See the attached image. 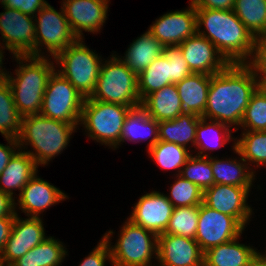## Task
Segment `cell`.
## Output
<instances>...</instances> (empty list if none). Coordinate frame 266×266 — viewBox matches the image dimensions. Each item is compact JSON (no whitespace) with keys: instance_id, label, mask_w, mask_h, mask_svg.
Segmentation results:
<instances>
[{"instance_id":"obj_1","label":"cell","mask_w":266,"mask_h":266,"mask_svg":"<svg viewBox=\"0 0 266 266\" xmlns=\"http://www.w3.org/2000/svg\"><path fill=\"white\" fill-rule=\"evenodd\" d=\"M259 87L253 70L246 63L229 64L211 75L203 118L239 126L251 96Z\"/></svg>"},{"instance_id":"obj_2","label":"cell","mask_w":266,"mask_h":266,"mask_svg":"<svg viewBox=\"0 0 266 266\" xmlns=\"http://www.w3.org/2000/svg\"><path fill=\"white\" fill-rule=\"evenodd\" d=\"M197 33L211 41L230 63H247L251 59L255 38L233 10L196 9ZM202 25L206 29L200 31Z\"/></svg>"},{"instance_id":"obj_3","label":"cell","mask_w":266,"mask_h":266,"mask_svg":"<svg viewBox=\"0 0 266 266\" xmlns=\"http://www.w3.org/2000/svg\"><path fill=\"white\" fill-rule=\"evenodd\" d=\"M13 57L17 63L19 61V67L15 70L16 77L8 72L6 80L12 90L15 106L23 117L40 114L48 80L55 71L54 63L44 55Z\"/></svg>"},{"instance_id":"obj_4","label":"cell","mask_w":266,"mask_h":266,"mask_svg":"<svg viewBox=\"0 0 266 266\" xmlns=\"http://www.w3.org/2000/svg\"><path fill=\"white\" fill-rule=\"evenodd\" d=\"M76 126L40 114L24 116L21 131L17 137L19 149L24 145H31L35 153L33 151L24 152L34 159L37 166L48 164L68 145Z\"/></svg>"},{"instance_id":"obj_5","label":"cell","mask_w":266,"mask_h":266,"mask_svg":"<svg viewBox=\"0 0 266 266\" xmlns=\"http://www.w3.org/2000/svg\"><path fill=\"white\" fill-rule=\"evenodd\" d=\"M92 100L121 104L127 107L141 106L138 93V75L117 57L101 64Z\"/></svg>"},{"instance_id":"obj_6","label":"cell","mask_w":266,"mask_h":266,"mask_svg":"<svg viewBox=\"0 0 266 266\" xmlns=\"http://www.w3.org/2000/svg\"><path fill=\"white\" fill-rule=\"evenodd\" d=\"M113 233L110 230L103 236L109 245L113 266H152L150 265L152 255L155 254L157 259L158 236L152 231L127 219L119 239L112 246L109 241Z\"/></svg>"},{"instance_id":"obj_7","label":"cell","mask_w":266,"mask_h":266,"mask_svg":"<svg viewBox=\"0 0 266 266\" xmlns=\"http://www.w3.org/2000/svg\"><path fill=\"white\" fill-rule=\"evenodd\" d=\"M133 108L136 107L85 98L80 124L84 125L88 137L116 149L126 116Z\"/></svg>"},{"instance_id":"obj_8","label":"cell","mask_w":266,"mask_h":266,"mask_svg":"<svg viewBox=\"0 0 266 266\" xmlns=\"http://www.w3.org/2000/svg\"><path fill=\"white\" fill-rule=\"evenodd\" d=\"M77 39L54 59L61 65L57 72L66 78L85 98H89L96 86L102 61L98 54Z\"/></svg>"},{"instance_id":"obj_9","label":"cell","mask_w":266,"mask_h":266,"mask_svg":"<svg viewBox=\"0 0 266 266\" xmlns=\"http://www.w3.org/2000/svg\"><path fill=\"white\" fill-rule=\"evenodd\" d=\"M84 100L85 97L55 70L48 80L40 115L79 125Z\"/></svg>"},{"instance_id":"obj_10","label":"cell","mask_w":266,"mask_h":266,"mask_svg":"<svg viewBox=\"0 0 266 266\" xmlns=\"http://www.w3.org/2000/svg\"><path fill=\"white\" fill-rule=\"evenodd\" d=\"M37 15L39 17H36ZM34 18L37 22L35 23V56L37 57H42L41 46H45L54 58L78 39L69 26L63 7L61 12H57L47 3Z\"/></svg>"},{"instance_id":"obj_11","label":"cell","mask_w":266,"mask_h":266,"mask_svg":"<svg viewBox=\"0 0 266 266\" xmlns=\"http://www.w3.org/2000/svg\"><path fill=\"white\" fill-rule=\"evenodd\" d=\"M244 227L232 216L200 204L195 240L204 253L208 249L241 237Z\"/></svg>"},{"instance_id":"obj_12","label":"cell","mask_w":266,"mask_h":266,"mask_svg":"<svg viewBox=\"0 0 266 266\" xmlns=\"http://www.w3.org/2000/svg\"><path fill=\"white\" fill-rule=\"evenodd\" d=\"M3 7L5 11L0 13V33L5 42L4 49L14 56H35V16Z\"/></svg>"},{"instance_id":"obj_13","label":"cell","mask_w":266,"mask_h":266,"mask_svg":"<svg viewBox=\"0 0 266 266\" xmlns=\"http://www.w3.org/2000/svg\"><path fill=\"white\" fill-rule=\"evenodd\" d=\"M251 187L214 184L203 191V203L220 212L234 217L244 228L252 215L246 203Z\"/></svg>"},{"instance_id":"obj_14","label":"cell","mask_w":266,"mask_h":266,"mask_svg":"<svg viewBox=\"0 0 266 266\" xmlns=\"http://www.w3.org/2000/svg\"><path fill=\"white\" fill-rule=\"evenodd\" d=\"M46 238L40 217H28L22 220L16 214L10 237L0 254L3 265L10 266Z\"/></svg>"},{"instance_id":"obj_15","label":"cell","mask_w":266,"mask_h":266,"mask_svg":"<svg viewBox=\"0 0 266 266\" xmlns=\"http://www.w3.org/2000/svg\"><path fill=\"white\" fill-rule=\"evenodd\" d=\"M163 46L180 45L197 33L196 8L190 3L186 10L162 15L148 29Z\"/></svg>"},{"instance_id":"obj_16","label":"cell","mask_w":266,"mask_h":266,"mask_svg":"<svg viewBox=\"0 0 266 266\" xmlns=\"http://www.w3.org/2000/svg\"><path fill=\"white\" fill-rule=\"evenodd\" d=\"M109 0H65L63 10L69 26L78 39L82 31L98 32L107 19Z\"/></svg>"},{"instance_id":"obj_17","label":"cell","mask_w":266,"mask_h":266,"mask_svg":"<svg viewBox=\"0 0 266 266\" xmlns=\"http://www.w3.org/2000/svg\"><path fill=\"white\" fill-rule=\"evenodd\" d=\"M174 206L167 196L153 191L139 198L129 219L135 225L152 231L157 236L165 233Z\"/></svg>"},{"instance_id":"obj_18","label":"cell","mask_w":266,"mask_h":266,"mask_svg":"<svg viewBox=\"0 0 266 266\" xmlns=\"http://www.w3.org/2000/svg\"><path fill=\"white\" fill-rule=\"evenodd\" d=\"M179 46L192 73L211 76L223 71L230 64L211 41L198 33Z\"/></svg>"},{"instance_id":"obj_19","label":"cell","mask_w":266,"mask_h":266,"mask_svg":"<svg viewBox=\"0 0 266 266\" xmlns=\"http://www.w3.org/2000/svg\"><path fill=\"white\" fill-rule=\"evenodd\" d=\"M203 256L195 239L171 234L158 235L159 266H203Z\"/></svg>"},{"instance_id":"obj_20","label":"cell","mask_w":266,"mask_h":266,"mask_svg":"<svg viewBox=\"0 0 266 266\" xmlns=\"http://www.w3.org/2000/svg\"><path fill=\"white\" fill-rule=\"evenodd\" d=\"M66 194L51 185L49 182L38 178L35 174L19 193V208L29 217H39L41 212L62 200Z\"/></svg>"},{"instance_id":"obj_21","label":"cell","mask_w":266,"mask_h":266,"mask_svg":"<svg viewBox=\"0 0 266 266\" xmlns=\"http://www.w3.org/2000/svg\"><path fill=\"white\" fill-rule=\"evenodd\" d=\"M210 82V75L192 73L176 83L181 100V113L203 116L207 104Z\"/></svg>"},{"instance_id":"obj_22","label":"cell","mask_w":266,"mask_h":266,"mask_svg":"<svg viewBox=\"0 0 266 266\" xmlns=\"http://www.w3.org/2000/svg\"><path fill=\"white\" fill-rule=\"evenodd\" d=\"M239 237L204 252L203 266H251L256 249L238 242Z\"/></svg>"},{"instance_id":"obj_23","label":"cell","mask_w":266,"mask_h":266,"mask_svg":"<svg viewBox=\"0 0 266 266\" xmlns=\"http://www.w3.org/2000/svg\"><path fill=\"white\" fill-rule=\"evenodd\" d=\"M34 159L22 149L13 155L6 168L0 174V191L13 198V190H21L37 174Z\"/></svg>"},{"instance_id":"obj_24","label":"cell","mask_w":266,"mask_h":266,"mask_svg":"<svg viewBox=\"0 0 266 266\" xmlns=\"http://www.w3.org/2000/svg\"><path fill=\"white\" fill-rule=\"evenodd\" d=\"M145 112L158 122L175 119L181 114V100L176 84L164 86L142 102Z\"/></svg>"},{"instance_id":"obj_25","label":"cell","mask_w":266,"mask_h":266,"mask_svg":"<svg viewBox=\"0 0 266 266\" xmlns=\"http://www.w3.org/2000/svg\"><path fill=\"white\" fill-rule=\"evenodd\" d=\"M153 136V137H152ZM152 137L148 143L149 150L158 141V121L151 118L145 110L138 106L129 111L123 124L120 143L124 141L139 142Z\"/></svg>"},{"instance_id":"obj_26","label":"cell","mask_w":266,"mask_h":266,"mask_svg":"<svg viewBox=\"0 0 266 266\" xmlns=\"http://www.w3.org/2000/svg\"><path fill=\"white\" fill-rule=\"evenodd\" d=\"M163 45L148 30L134 40L121 59L130 70L139 75L163 53Z\"/></svg>"},{"instance_id":"obj_27","label":"cell","mask_w":266,"mask_h":266,"mask_svg":"<svg viewBox=\"0 0 266 266\" xmlns=\"http://www.w3.org/2000/svg\"><path fill=\"white\" fill-rule=\"evenodd\" d=\"M200 118L196 114L181 113L175 119L158 122L159 141L175 143L185 148L191 142L195 146L196 128Z\"/></svg>"},{"instance_id":"obj_28","label":"cell","mask_w":266,"mask_h":266,"mask_svg":"<svg viewBox=\"0 0 266 266\" xmlns=\"http://www.w3.org/2000/svg\"><path fill=\"white\" fill-rule=\"evenodd\" d=\"M242 161V162H240ZM246 163V164H245ZM210 165L213 171L214 184L233 185L239 187H252L254 172L247 167V162L240 160H219L210 157Z\"/></svg>"},{"instance_id":"obj_29","label":"cell","mask_w":266,"mask_h":266,"mask_svg":"<svg viewBox=\"0 0 266 266\" xmlns=\"http://www.w3.org/2000/svg\"><path fill=\"white\" fill-rule=\"evenodd\" d=\"M63 245L54 237H47L10 266H59L67 254Z\"/></svg>"},{"instance_id":"obj_30","label":"cell","mask_w":266,"mask_h":266,"mask_svg":"<svg viewBox=\"0 0 266 266\" xmlns=\"http://www.w3.org/2000/svg\"><path fill=\"white\" fill-rule=\"evenodd\" d=\"M170 62L162 53L138 75V93L141 102L151 93L171 83Z\"/></svg>"},{"instance_id":"obj_31","label":"cell","mask_w":266,"mask_h":266,"mask_svg":"<svg viewBox=\"0 0 266 266\" xmlns=\"http://www.w3.org/2000/svg\"><path fill=\"white\" fill-rule=\"evenodd\" d=\"M207 121H210V123ZM229 128H231V126L225 123H221L215 120H207L206 118L201 117L196 128L195 146L197 149H201L197 153V155L208 157L207 153L203 154L205 151H213V149L222 147L227 142H229V140L231 141L232 139H234L231 136L232 132ZM210 136L211 138H209ZM213 137H216V139Z\"/></svg>"},{"instance_id":"obj_32","label":"cell","mask_w":266,"mask_h":266,"mask_svg":"<svg viewBox=\"0 0 266 266\" xmlns=\"http://www.w3.org/2000/svg\"><path fill=\"white\" fill-rule=\"evenodd\" d=\"M233 11L255 39L266 37V0H235Z\"/></svg>"},{"instance_id":"obj_33","label":"cell","mask_w":266,"mask_h":266,"mask_svg":"<svg viewBox=\"0 0 266 266\" xmlns=\"http://www.w3.org/2000/svg\"><path fill=\"white\" fill-rule=\"evenodd\" d=\"M22 118L15 106L10 85L5 80L0 83V133L4 138L17 139L21 131Z\"/></svg>"},{"instance_id":"obj_34","label":"cell","mask_w":266,"mask_h":266,"mask_svg":"<svg viewBox=\"0 0 266 266\" xmlns=\"http://www.w3.org/2000/svg\"><path fill=\"white\" fill-rule=\"evenodd\" d=\"M234 140L235 153L246 162L256 163V167L266 165V131H246L242 138Z\"/></svg>"},{"instance_id":"obj_35","label":"cell","mask_w":266,"mask_h":266,"mask_svg":"<svg viewBox=\"0 0 266 266\" xmlns=\"http://www.w3.org/2000/svg\"><path fill=\"white\" fill-rule=\"evenodd\" d=\"M189 151L185 147L165 141H158L148 150L150 157L160 168L165 170L178 169L176 175H180L182 167L192 155Z\"/></svg>"},{"instance_id":"obj_36","label":"cell","mask_w":266,"mask_h":266,"mask_svg":"<svg viewBox=\"0 0 266 266\" xmlns=\"http://www.w3.org/2000/svg\"><path fill=\"white\" fill-rule=\"evenodd\" d=\"M200 205L174 207L165 233L195 239Z\"/></svg>"},{"instance_id":"obj_37","label":"cell","mask_w":266,"mask_h":266,"mask_svg":"<svg viewBox=\"0 0 266 266\" xmlns=\"http://www.w3.org/2000/svg\"><path fill=\"white\" fill-rule=\"evenodd\" d=\"M240 126L246 131H266V91L258 87L245 109Z\"/></svg>"},{"instance_id":"obj_38","label":"cell","mask_w":266,"mask_h":266,"mask_svg":"<svg viewBox=\"0 0 266 266\" xmlns=\"http://www.w3.org/2000/svg\"><path fill=\"white\" fill-rule=\"evenodd\" d=\"M180 175L197 185L202 191L214 185L210 156H190L182 167Z\"/></svg>"},{"instance_id":"obj_39","label":"cell","mask_w":266,"mask_h":266,"mask_svg":"<svg viewBox=\"0 0 266 266\" xmlns=\"http://www.w3.org/2000/svg\"><path fill=\"white\" fill-rule=\"evenodd\" d=\"M177 179L171 186L167 199L174 207H187L200 205L203 202V191L191 181L177 175Z\"/></svg>"},{"instance_id":"obj_40","label":"cell","mask_w":266,"mask_h":266,"mask_svg":"<svg viewBox=\"0 0 266 266\" xmlns=\"http://www.w3.org/2000/svg\"><path fill=\"white\" fill-rule=\"evenodd\" d=\"M163 54L171 63L170 70L172 84H176L192 74L179 45L164 46Z\"/></svg>"},{"instance_id":"obj_41","label":"cell","mask_w":266,"mask_h":266,"mask_svg":"<svg viewBox=\"0 0 266 266\" xmlns=\"http://www.w3.org/2000/svg\"><path fill=\"white\" fill-rule=\"evenodd\" d=\"M251 58L246 64L253 70L259 86L263 87L266 84V37L255 40Z\"/></svg>"},{"instance_id":"obj_42","label":"cell","mask_w":266,"mask_h":266,"mask_svg":"<svg viewBox=\"0 0 266 266\" xmlns=\"http://www.w3.org/2000/svg\"><path fill=\"white\" fill-rule=\"evenodd\" d=\"M106 260L111 261V252L107 241L102 237L97 247L94 248L79 266H105Z\"/></svg>"},{"instance_id":"obj_43","label":"cell","mask_w":266,"mask_h":266,"mask_svg":"<svg viewBox=\"0 0 266 266\" xmlns=\"http://www.w3.org/2000/svg\"><path fill=\"white\" fill-rule=\"evenodd\" d=\"M0 2L5 7L19 10L30 16H34L47 4L45 0H0Z\"/></svg>"},{"instance_id":"obj_44","label":"cell","mask_w":266,"mask_h":266,"mask_svg":"<svg viewBox=\"0 0 266 266\" xmlns=\"http://www.w3.org/2000/svg\"><path fill=\"white\" fill-rule=\"evenodd\" d=\"M235 0H191L196 9L233 10Z\"/></svg>"},{"instance_id":"obj_45","label":"cell","mask_w":266,"mask_h":266,"mask_svg":"<svg viewBox=\"0 0 266 266\" xmlns=\"http://www.w3.org/2000/svg\"><path fill=\"white\" fill-rule=\"evenodd\" d=\"M6 140L9 145L0 144V174L6 168L13 155L17 152L16 149H19L17 139L6 137Z\"/></svg>"},{"instance_id":"obj_46","label":"cell","mask_w":266,"mask_h":266,"mask_svg":"<svg viewBox=\"0 0 266 266\" xmlns=\"http://www.w3.org/2000/svg\"><path fill=\"white\" fill-rule=\"evenodd\" d=\"M15 216L0 217V254L10 237Z\"/></svg>"},{"instance_id":"obj_47","label":"cell","mask_w":266,"mask_h":266,"mask_svg":"<svg viewBox=\"0 0 266 266\" xmlns=\"http://www.w3.org/2000/svg\"><path fill=\"white\" fill-rule=\"evenodd\" d=\"M15 200L8 194L0 191V217L16 216Z\"/></svg>"},{"instance_id":"obj_48","label":"cell","mask_w":266,"mask_h":266,"mask_svg":"<svg viewBox=\"0 0 266 266\" xmlns=\"http://www.w3.org/2000/svg\"><path fill=\"white\" fill-rule=\"evenodd\" d=\"M1 48H2V50H0V83H2L3 81H5L6 80V74L7 73H5L3 70H4V68L3 69H1L2 67V60H3V57H4V55H3V46H1ZM0 48V49H1Z\"/></svg>"},{"instance_id":"obj_49","label":"cell","mask_w":266,"mask_h":266,"mask_svg":"<svg viewBox=\"0 0 266 266\" xmlns=\"http://www.w3.org/2000/svg\"><path fill=\"white\" fill-rule=\"evenodd\" d=\"M251 266H266V262L260 260L258 257L253 261Z\"/></svg>"},{"instance_id":"obj_50","label":"cell","mask_w":266,"mask_h":266,"mask_svg":"<svg viewBox=\"0 0 266 266\" xmlns=\"http://www.w3.org/2000/svg\"><path fill=\"white\" fill-rule=\"evenodd\" d=\"M257 257H258L260 260L266 262V254L262 255L261 253L257 252Z\"/></svg>"},{"instance_id":"obj_51","label":"cell","mask_w":266,"mask_h":266,"mask_svg":"<svg viewBox=\"0 0 266 266\" xmlns=\"http://www.w3.org/2000/svg\"><path fill=\"white\" fill-rule=\"evenodd\" d=\"M262 88L266 91V84Z\"/></svg>"},{"instance_id":"obj_52","label":"cell","mask_w":266,"mask_h":266,"mask_svg":"<svg viewBox=\"0 0 266 266\" xmlns=\"http://www.w3.org/2000/svg\"><path fill=\"white\" fill-rule=\"evenodd\" d=\"M0 266H4L3 263H2V261H1V259H0Z\"/></svg>"}]
</instances>
